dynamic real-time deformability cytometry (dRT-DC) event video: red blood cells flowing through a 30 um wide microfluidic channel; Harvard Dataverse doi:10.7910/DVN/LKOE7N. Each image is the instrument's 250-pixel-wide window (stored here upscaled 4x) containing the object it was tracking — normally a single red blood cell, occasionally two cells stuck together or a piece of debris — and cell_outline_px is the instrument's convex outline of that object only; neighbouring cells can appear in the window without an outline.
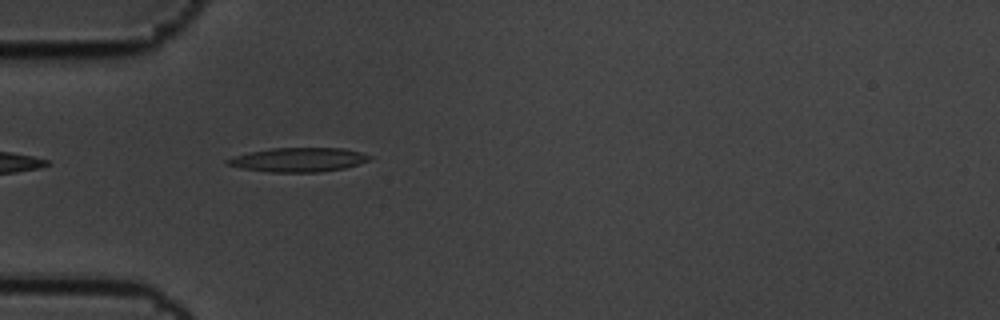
{"species": "common noctule bat (a hibernating species)", "species_latin": "Nyctalus noctula", "temperature_condition": "cold", "stored_images_in_passage": 2, "camera_frame_rate_fps": 3000, "um_per_image_px": 0.085, "animal": {"sex": "male", "body_mass_g": 19.5, "forearm_length_mm": 54.6}, "frame": {"image": 1, "passage_image": 1, "time_ms": 0.0, "image_size_px": [1000, 320], "cell_outline_px": [[372, 156], [368, 160], [360, 164], [344, 168], [320, 172], [268, 172], [244, 168], [228, 164], [224, 160], [236, 156], [252, 152], [272, 148], [344, 148], [360, 152]], "centroid_in_image_um": [25.42, 13.58], "position_along_channel_um": 59.6, "area_um2": 19.71}}
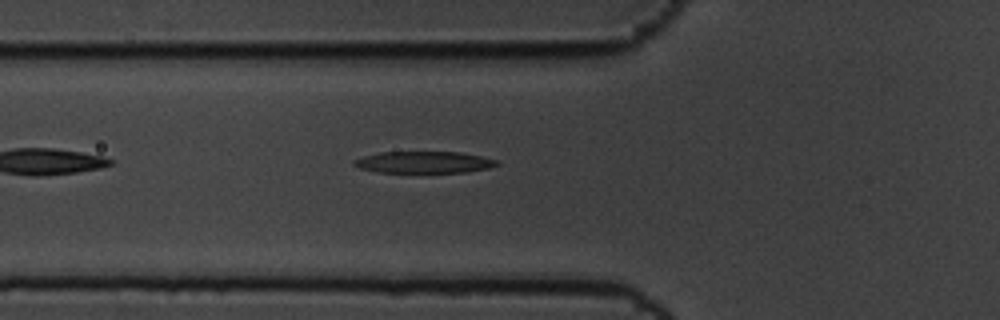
{"frame": {"image": 2, "passage_image": 2, "time_ms": 0.333, "image_size_px": [1000, 320], "cell_outline_px": [[500, 164], [488, 168], [468, 172], [380, 172], [360, 168], [352, 164], [352, 160], [364, 156], [380, 152], [460, 152], [480, 156], [496, 160]], "centroid_in_image_um": [36.02, 13.79], "position_along_channel_um": 89.8, "area_um2": 17.92}}